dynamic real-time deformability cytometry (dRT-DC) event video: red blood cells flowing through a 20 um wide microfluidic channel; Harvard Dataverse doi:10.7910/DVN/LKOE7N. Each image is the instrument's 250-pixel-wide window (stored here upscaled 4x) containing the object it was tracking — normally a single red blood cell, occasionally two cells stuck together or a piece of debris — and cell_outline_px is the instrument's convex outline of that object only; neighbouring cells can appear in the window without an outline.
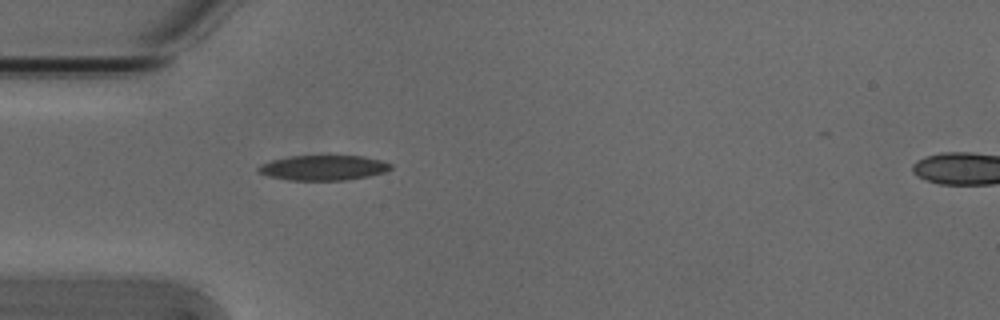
{"species": "Egyptian fruit bat (a non-hibernating species)", "species_latin": "Rousettus aegyptiacus", "temperature_condition": "cold", "stored_images_in_passage": 2, "camera_frame_rate_fps": 3000, "um_per_image_px": 0.085, "animal": {"sex": "male"}, "frame": {"image": 1, "passage_image": 2, "time_ms": 0.333, "image_size_px": [1000, 320], "cell_outline_px": [[392, 168], [384, 172], [368, 176], [344, 180], [288, 180], [268, 176], [256, 172], [256, 168], [260, 164], [272, 160], [292, 156], [328, 152], [364, 156], [380, 160], [392, 164]], "centroid_in_image_um": [27.47, 14.2], "position_along_channel_um": 57.5, "area_um2": 20.35}}